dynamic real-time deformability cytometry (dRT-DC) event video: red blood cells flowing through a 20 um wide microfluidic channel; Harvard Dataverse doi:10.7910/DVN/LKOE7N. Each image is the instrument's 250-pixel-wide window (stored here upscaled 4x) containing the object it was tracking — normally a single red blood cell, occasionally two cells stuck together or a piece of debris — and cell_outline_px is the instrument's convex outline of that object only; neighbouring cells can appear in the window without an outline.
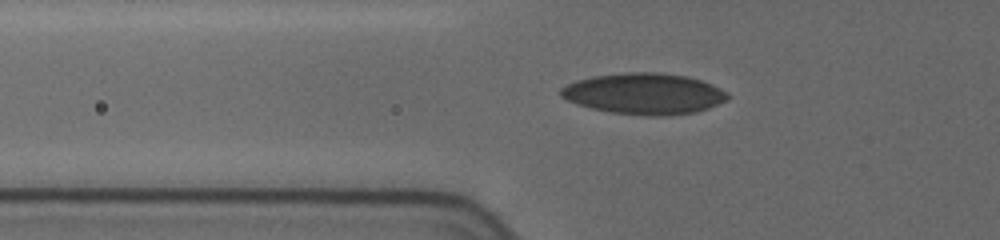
{"species": "human", "species_latin": "Homo sapiens", "temperature_condition": "cold", "stored_images_in_passage": 58, "camera_frame_rate_fps": 3000, "um_per_image_px": 0.085, "donor": {"sex": "female"}, "frame": {"image": 1, "passage_image": 3, "time_ms": 0.333, "image_size_px": [1000, 240], "cell_outline_px": [[732, 96], [728, 100], [708, 108], [696, 112], [612, 112], [592, 108], [568, 100], [560, 96], [560, 88], [576, 80], [592, 76], [624, 72], [660, 72], [688, 76], [712, 84], [728, 92]], "centroid_in_image_um": [54.77, 7.89], "position_along_channel_um": 71.0, "area_um2": 38.67}}
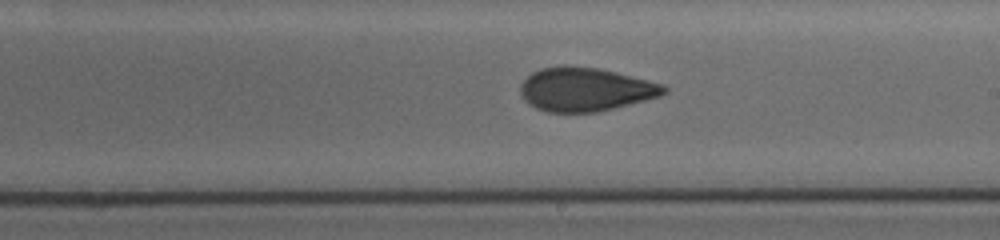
{"frame": {"image": 2, "passage_image": 29, "time_ms": 5.0, "image_size_px": [1000, 240], "cell_outline_px": [[668, 92], [660, 96], [596, 112], [548, 112], [536, 108], [528, 104], [524, 100], [520, 92], [520, 84], [532, 72], [540, 68], [596, 68], [664, 84], [668, 88]], "centroid_in_image_um": [49.75, 7.63], "position_along_channel_um": 239.3, "area_um2": 35.6}}
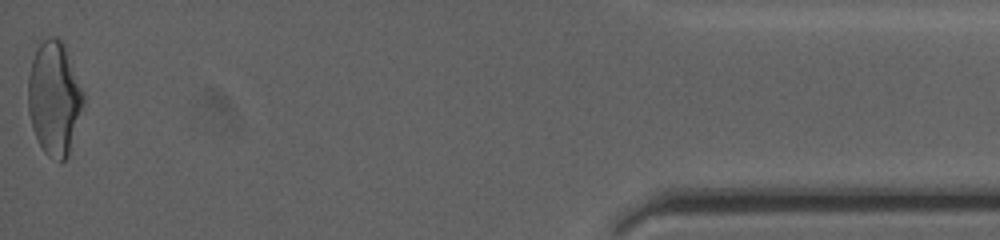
{"frame": {"image": 3, "passage_image": 58, "time_ms": 12.0, "image_size_px": [1000, 240], "cell_outline_px": [[84, 104], [68, 156], [60, 164], [48, 156], [44, 152], [32, 128], [28, 112], [28, 76], [32, 60], [40, 44], [48, 36], [56, 36], [64, 44], [84, 92]], "centroid_in_image_um": [4.62, 8.38], "position_along_channel_um": 430.6, "area_um2": 36.7}, "authors_computed_cell_mechanics": {"area_um2": 36.6163, "velocity_mm_per_s": 3.7268, "shape_relaxation_time_tau1_ms": null, "shape_relaxation_time_tau2_ms": 1.7802, "deformation_change_tau1": null, "deformation_change_tau2": 0.0847}}